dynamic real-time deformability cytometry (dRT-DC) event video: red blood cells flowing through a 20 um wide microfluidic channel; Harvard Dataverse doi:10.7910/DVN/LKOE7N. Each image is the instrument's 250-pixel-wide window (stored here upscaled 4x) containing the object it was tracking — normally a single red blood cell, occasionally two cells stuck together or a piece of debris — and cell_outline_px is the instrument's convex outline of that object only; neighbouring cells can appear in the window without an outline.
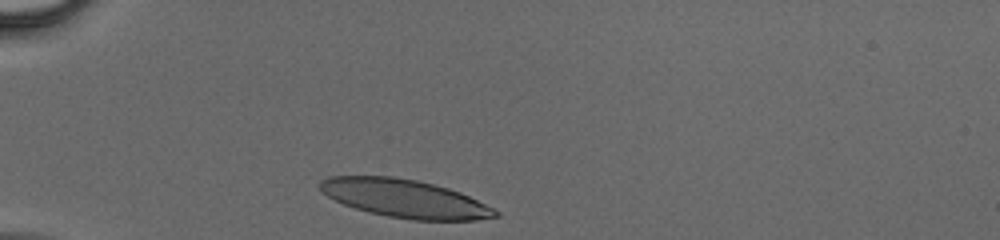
{"species": "human", "species_latin": "Homo sapiens", "temperature_condition": "cold", "stored_images_in_passage": 9, "camera_frame_rate_fps": 3000, "um_per_image_px": 0.085, "donor": {"sex": "male"}, "frame": {"image": 1, "passage_image": 1, "time_ms": 0.0, "image_size_px": [1000, 240], "cell_outline_px": [[500, 216], [476, 220], [412, 220], [388, 216], [368, 212], [344, 204], [328, 196], [320, 188], [320, 180], [328, 176], [392, 176], [416, 180], [448, 188], [460, 192], [500, 212]], "centroid_in_image_um": [34.41, 16.87], "position_along_channel_um": 50.6, "area_um2": 38.61}}
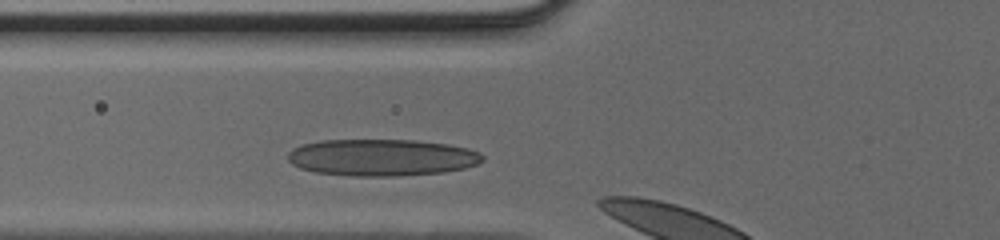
{"frame": {"image": 2, "passage_image": 6, "time_ms": 1.667, "image_size_px": [1000, 240], "cell_outline_px": [[484, 160], [476, 164], [464, 168], [444, 172], [396, 176], [352, 176], [316, 172], [300, 168], [292, 164], [288, 160], [288, 152], [292, 148], [300, 144], [320, 140], [416, 140], [448, 144], [468, 148], [480, 152], [484, 156]], "centroid_in_image_um": [32.44, 13.38], "position_along_channel_um": 93.4, "area_um2": 42.02}}